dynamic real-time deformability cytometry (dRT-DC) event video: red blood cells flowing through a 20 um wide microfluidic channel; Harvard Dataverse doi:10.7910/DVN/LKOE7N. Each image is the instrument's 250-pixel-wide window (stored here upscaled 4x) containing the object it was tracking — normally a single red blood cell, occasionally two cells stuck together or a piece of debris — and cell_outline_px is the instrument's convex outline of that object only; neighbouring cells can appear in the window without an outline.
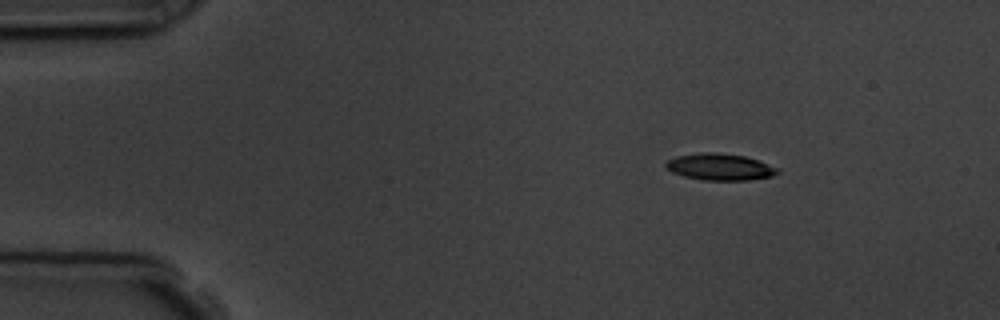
{"species": "common noctule bat (a hibernating species)", "species_latin": "Nyctalus noctula", "temperature_condition": "room temperature", "stored_images_in_passage": 3, "camera_frame_rate_fps": 3000, "um_per_image_px": 0.085, "animal": {"sex": "male", "body_mass_g": 19.5, "forearm_length_mm": 54.6}, "frame": {"image": 1, "passage_image": 1, "time_ms": 0.0, "image_size_px": [1000, 320], "cell_outline_px": [[780, 172], [772, 176], [748, 180], [704, 180], [684, 176], [672, 172], [664, 168], [664, 164], [668, 160], [676, 156], [700, 152], [716, 152], [744, 156], [780, 168]], "centroid_in_image_um": [61.17, 14.18], "position_along_channel_um": 23.8, "area_um2": 17.4}}